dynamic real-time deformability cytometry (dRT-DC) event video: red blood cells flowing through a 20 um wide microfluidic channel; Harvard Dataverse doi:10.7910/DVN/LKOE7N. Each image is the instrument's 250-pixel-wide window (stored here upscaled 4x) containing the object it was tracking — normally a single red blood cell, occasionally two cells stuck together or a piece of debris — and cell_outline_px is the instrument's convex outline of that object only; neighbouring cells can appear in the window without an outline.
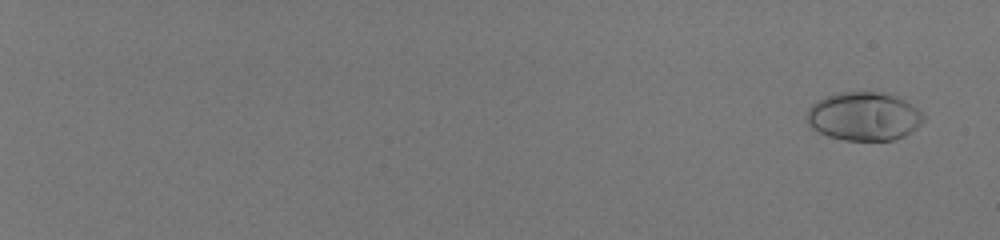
{"species": "human", "species_latin": "Homo sapiens", "temperature_condition": "room temperature", "stored_images_in_passage": 58, "camera_frame_rate_fps": 3000, "um_per_image_px": 0.085, "donor": {"sex": "male"}, "frame": {"image": 1, "passage_image": 3, "time_ms": 0.667, "image_size_px": [1000, 240], "cell_outline_px": [[924, 120], [916, 128], [904, 136], [892, 140], [844, 140], [828, 136], [812, 128], [808, 124], [808, 108], [816, 100], [824, 96], [840, 92], [884, 92], [896, 96], [904, 100], [916, 108], [924, 116]], "centroid_in_image_um": [73.41, 9.88], "position_along_channel_um": 11.6, "area_um2": 32.89}}
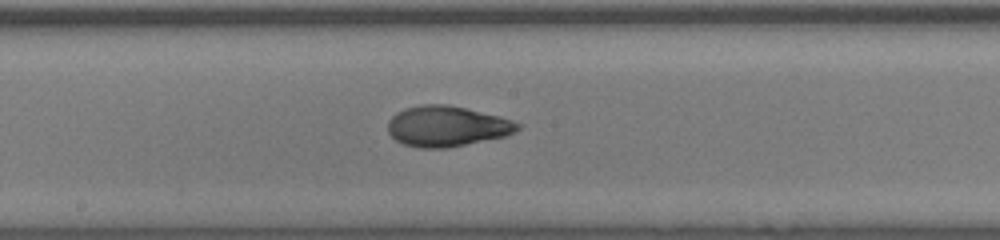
{"frame": {"image": 2, "passage_image": 38, "time_ms": 12.333, "image_size_px": [1000, 240], "cell_outline_px": [[524, 124], [516, 132], [504, 136], [448, 148], [420, 148], [404, 144], [396, 140], [388, 132], [388, 120], [396, 112], [404, 108], [420, 104], [448, 104], [500, 116]], "centroid_in_image_um": [37.99, 10.72], "position_along_channel_um": 210.2, "area_um2": 30.87}}
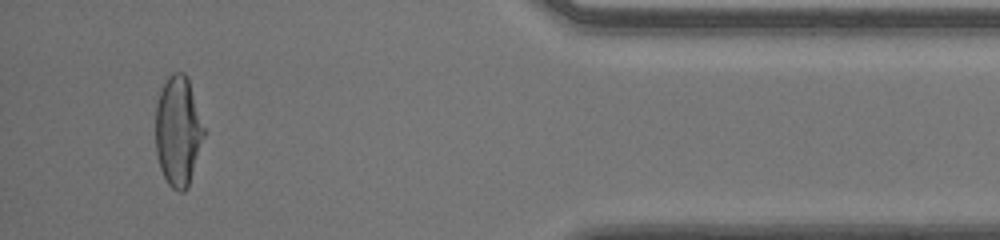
{"frame": {"image": 3, "passage_image": 56, "time_ms": 18.333, "image_size_px": [1000, 240], "cell_outline_px": [[204, 136], [188, 188], [184, 192], [180, 192], [172, 188], [168, 184], [160, 168], [156, 152], [156, 104], [160, 92], [168, 76], [172, 72], [184, 72], [188, 80], [204, 128]], "centroid_in_image_um": [15.12, 11.17], "position_along_channel_um": 420.1, "area_um2": 30.63}, "authors_computed_cell_mechanics": {"area_um2": 30.345, "velocity_mm_per_s": 4.0537, "shape_relaxation_time_tau1_ms": 4.9754, "shape_relaxation_time_tau2_ms": 0.9295, "deformation_change_tau1": 0.2389, "deformation_change_tau2": 0.061}}